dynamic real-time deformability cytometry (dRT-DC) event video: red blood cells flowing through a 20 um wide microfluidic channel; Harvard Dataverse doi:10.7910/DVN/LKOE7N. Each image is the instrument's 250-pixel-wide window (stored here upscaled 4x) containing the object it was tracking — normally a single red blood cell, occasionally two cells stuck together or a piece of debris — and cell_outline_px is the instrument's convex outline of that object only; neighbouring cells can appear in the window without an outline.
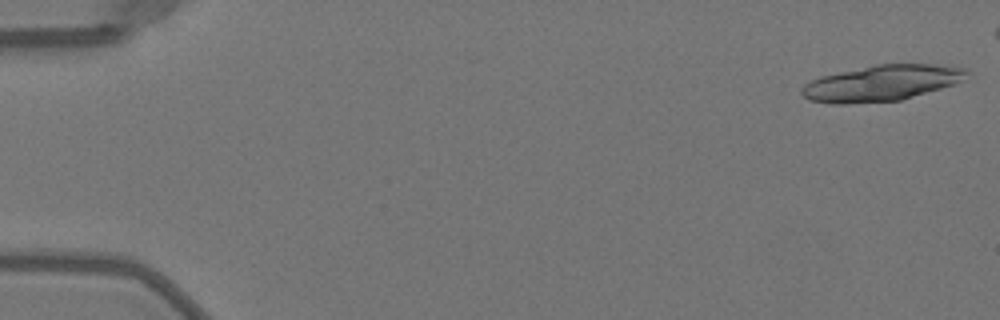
{"species": "Egyptian fruit bat (a non-hibernating species)", "species_latin": "Rousettus aegyptiacus", "temperature_condition": "warm", "stored_images_in_passage": 19, "camera_frame_rate_fps": 3000, "um_per_image_px": 0.085, "animal": {"sex": "female"}, "frame": {"image": 1, "passage_image": 1, "time_ms": 0.0, "image_size_px": [1000, 320], "cell_outline_px": [[968, 72], [960, 80], [952, 84], [940, 88], [900, 100], [848, 104], [832, 104], [808, 100], [800, 92], [800, 88], [804, 84], [820, 76], [876, 64], [936, 64], [968, 68]], "centroid_in_image_um": [74.87, 7.06], "position_along_channel_um": 10.1, "area_um2": 34.28}}